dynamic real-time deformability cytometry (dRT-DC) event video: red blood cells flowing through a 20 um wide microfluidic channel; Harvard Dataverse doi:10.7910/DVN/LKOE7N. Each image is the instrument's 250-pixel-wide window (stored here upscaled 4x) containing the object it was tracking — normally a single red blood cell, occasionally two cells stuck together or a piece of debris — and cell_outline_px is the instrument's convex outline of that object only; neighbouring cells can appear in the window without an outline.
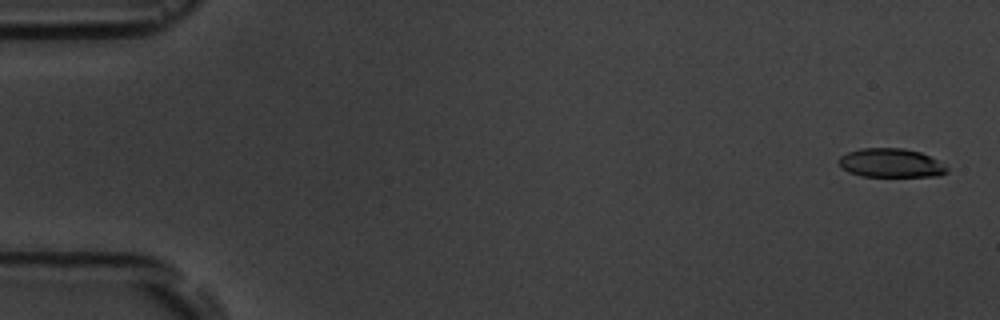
{"species": "common noctule bat (a hibernating species)", "species_latin": "Nyctalus noctula", "temperature_condition": "room temperature", "stored_images_in_passage": 6, "camera_frame_rate_fps": 3000, "um_per_image_px": 0.085, "animal": {"sex": "male", "body_mass_g": 19.5, "forearm_length_mm": 54.6}, "frame": {"image": 1, "passage_image": 1, "time_ms": 0.0, "image_size_px": [1000, 320], "cell_outline_px": [[948, 172], [940, 176], [860, 176], [848, 172], [836, 160], [840, 156], [848, 152], [860, 148], [904, 148], [920, 152], [944, 164], [948, 168]], "centroid_in_image_um": [75.72, 13.85], "position_along_channel_um": 9.3, "area_um2": 18.21}}
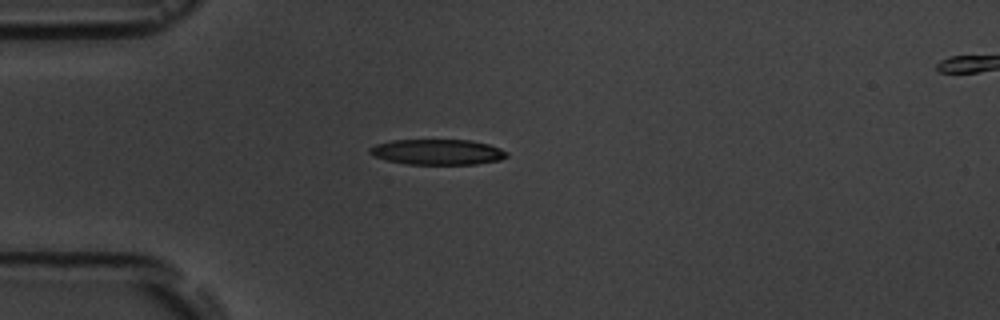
{"frame": {"image": 2, "passage_image": 5, "time_ms": 4.333, "image_size_px": [1000, 320], "cell_outline_px": [[508, 156], [500, 160], [476, 164], [408, 164], [388, 160], [372, 156], [368, 152], [368, 148], [376, 144], [392, 140], [472, 140], [488, 144], [500, 148], [508, 152]], "centroid_in_image_um": [37.19, 12.91], "position_along_channel_um": 47.8, "area_um2": 20.4}}